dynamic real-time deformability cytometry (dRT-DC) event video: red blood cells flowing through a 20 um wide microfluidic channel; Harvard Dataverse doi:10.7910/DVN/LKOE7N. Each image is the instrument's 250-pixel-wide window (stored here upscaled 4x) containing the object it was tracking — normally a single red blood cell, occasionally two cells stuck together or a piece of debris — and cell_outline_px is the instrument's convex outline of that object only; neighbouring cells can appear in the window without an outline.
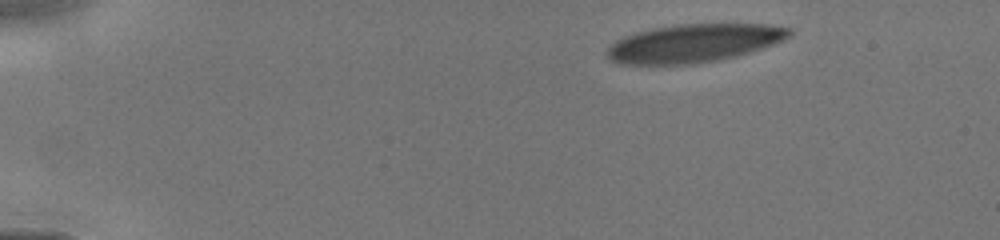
{"species": "human", "species_latin": "Homo sapiens", "temperature_condition": "cold", "stored_images_in_passage": 8, "camera_frame_rate_fps": 3000, "um_per_image_px": 0.085, "donor": {"sex": "male"}, "frame": {"image": 1, "passage_image": 1, "time_ms": 0.0, "image_size_px": [1000, 240], "cell_outline_px": [[792, 32], [788, 36], [772, 44], [736, 56], [716, 60], [692, 64], [620, 64], [612, 60], [604, 52], [616, 40], [624, 36], [636, 32], [652, 28], [676, 24], [768, 24], [792, 28]], "centroid_in_image_um": [58.94, 3.66], "position_along_channel_um": 26.1, "area_um2": 40.29}}
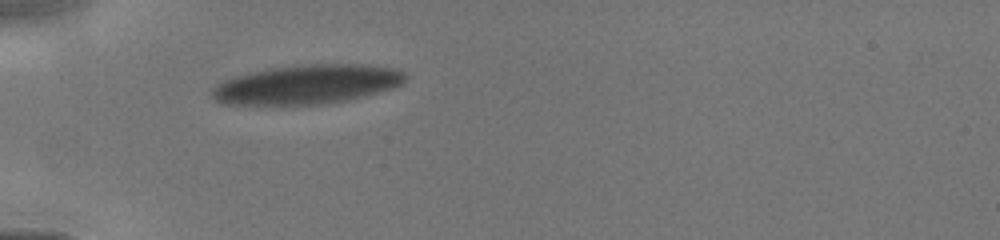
{"frame": {"image": 2, "passage_image": 6, "time_ms": 2.667, "image_size_px": [1000, 240], "cell_outline_px": [[408, 76], [404, 84], [380, 92], [348, 100], [324, 104], [220, 104], [208, 92], [220, 80], [232, 76], [272, 68], [304, 64], [364, 64], [396, 68], [404, 72]], "centroid_in_image_um": [26.1, 7.17], "position_along_channel_um": 58.9, "area_um2": 44.62}}
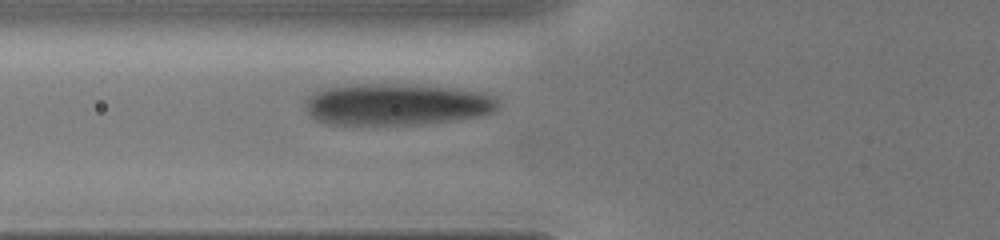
{"frame": {"image": 3, "passage_image": 8, "time_ms": 3.667, "image_size_px": [1000, 240], "cell_outline_px": [[500, 104], [492, 112], [476, 116], [448, 120], [412, 124], [328, 124], [316, 120], [308, 112], [304, 104], [304, 100], [308, 96], [324, 88], [356, 84], [388, 84], [456, 88], [484, 92], [496, 96]], "centroid_in_image_um": [33.69, 8.86], "position_along_channel_um": 92.1, "area_um2": 46.41}}